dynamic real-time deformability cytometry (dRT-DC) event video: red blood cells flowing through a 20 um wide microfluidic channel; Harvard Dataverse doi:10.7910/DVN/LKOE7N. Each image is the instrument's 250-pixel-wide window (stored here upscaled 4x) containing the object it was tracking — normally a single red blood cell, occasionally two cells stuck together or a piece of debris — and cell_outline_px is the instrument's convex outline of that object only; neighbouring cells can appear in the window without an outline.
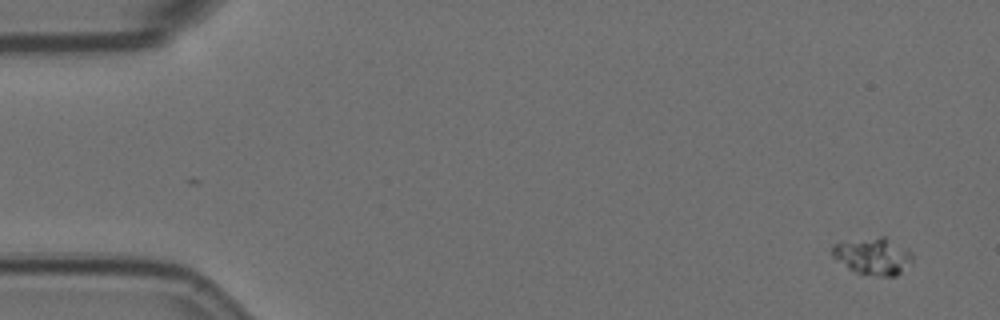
{"species": "Egyptian fruit bat (a non-hibernating species)", "species_latin": "Rousettus aegyptiacus", "temperature_condition": "room temperature", "stored_images_in_passage": 5, "camera_frame_rate_fps": 3000, "um_per_image_px": 0.085, "animal": {"sex": "female"}, "frame": {"image": 1, "passage_image": 1, "time_ms": 0.0, "image_size_px": [1000, 320], "cell_outline_px": [[912, 264], [896, 276], [880, 276], [856, 272], [848, 268], [832, 256], [832, 244], [880, 236], [884, 236], [908, 248], [912, 252]], "centroid_in_image_um": [74.26, 21.77], "position_along_channel_um": 10.7, "area_um2": 17.28}}
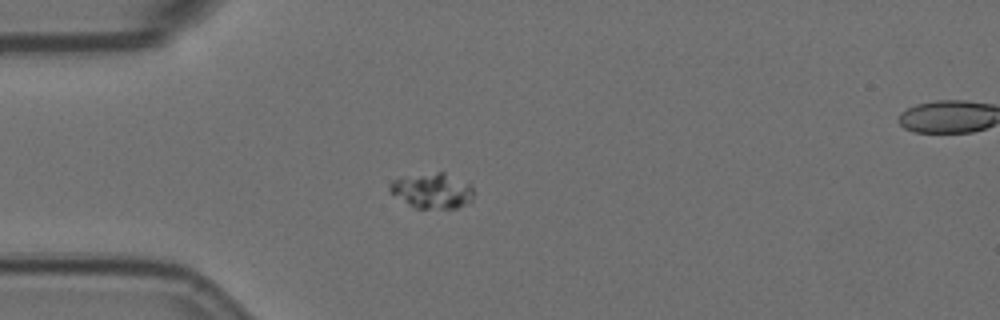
{"frame": {"image": 2, "passage_image": 4, "time_ms": 1.0, "image_size_px": [1000, 320], "cell_outline_px": [[476, 192], [472, 200], [456, 208], [416, 208], [408, 204], [388, 192], [388, 188], [392, 180], [436, 172], [444, 172], [472, 184]], "centroid_in_image_um": [36.79, 16.22], "position_along_channel_um": 48.2, "area_um2": 17.22}}